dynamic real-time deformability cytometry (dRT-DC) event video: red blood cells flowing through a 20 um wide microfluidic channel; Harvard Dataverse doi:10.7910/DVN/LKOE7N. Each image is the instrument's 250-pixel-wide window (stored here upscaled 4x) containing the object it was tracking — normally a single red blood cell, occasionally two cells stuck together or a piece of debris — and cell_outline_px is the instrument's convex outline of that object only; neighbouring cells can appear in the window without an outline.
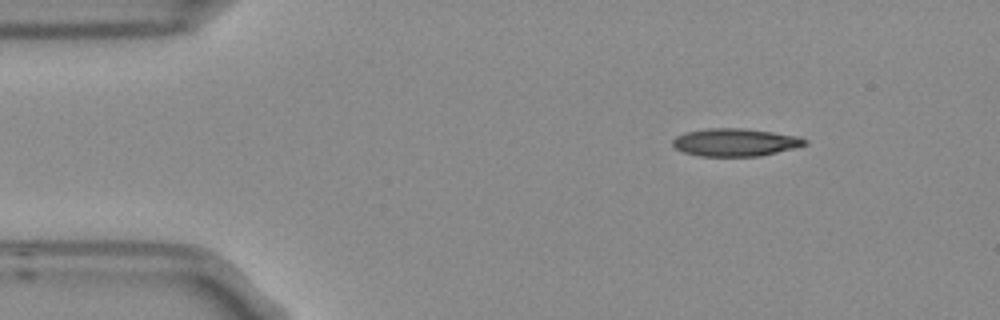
{"species": "Egyptian fruit bat (a non-hibernating species)", "species_latin": "Rousettus aegyptiacus", "temperature_condition": "room temperature", "stored_images_in_passage": 3, "camera_frame_rate_fps": 3000, "um_per_image_px": 0.085, "frame": {"image": 1, "passage_image": 1, "time_ms": 0.0, "image_size_px": [1000, 320], "cell_outline_px": [[808, 144], [760, 156], [700, 156], [684, 152], [676, 148], [672, 144], [672, 140], [676, 136], [688, 132], [708, 128], [740, 128], [772, 132], [800, 136], [808, 140]], "centroid_in_image_um": [62.51, 12.09], "position_along_channel_um": 22.5, "area_um2": 21.21}}